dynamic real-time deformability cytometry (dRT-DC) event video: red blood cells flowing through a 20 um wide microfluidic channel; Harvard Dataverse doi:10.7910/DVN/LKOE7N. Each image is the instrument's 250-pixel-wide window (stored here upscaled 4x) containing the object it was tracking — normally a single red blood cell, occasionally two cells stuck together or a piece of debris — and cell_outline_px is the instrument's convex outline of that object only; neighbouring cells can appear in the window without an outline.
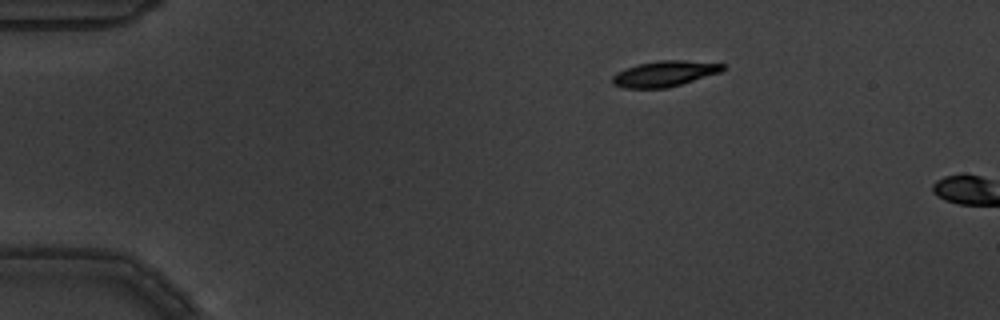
{"species": "common noctule bat (a hibernating species)", "species_latin": "Nyctalus noctula", "temperature_condition": "warm", "stored_images_in_passage": 4, "camera_frame_rate_fps": 3000, "um_per_image_px": 0.085, "animal": {"sex": "male", "body_mass_g": 19.5, "forearm_length_mm": 54.6}, "frame": {"image": 1, "passage_image": 3, "time_ms": 0.667, "image_size_px": [1000, 320], "cell_outline_px": [[724, 68], [720, 72], [668, 88], [624, 88], [612, 84], [612, 76], [616, 72], [636, 64], [660, 60], [684, 60], [724, 64]], "centroid_in_image_um": [56.43, 6.26], "position_along_channel_um": 28.6, "area_um2": 16.47}}